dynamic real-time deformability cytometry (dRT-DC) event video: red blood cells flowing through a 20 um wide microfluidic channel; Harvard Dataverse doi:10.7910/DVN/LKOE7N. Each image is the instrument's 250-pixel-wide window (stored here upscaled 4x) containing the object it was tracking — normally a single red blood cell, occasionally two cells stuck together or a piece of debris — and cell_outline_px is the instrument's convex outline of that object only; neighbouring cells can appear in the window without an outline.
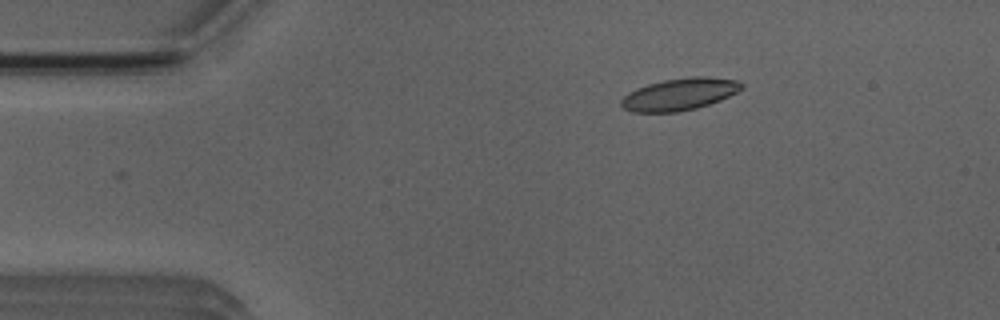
{"species": "Egyptian fruit bat (a non-hibernating species)", "species_latin": "Rousettus aegyptiacus", "temperature_condition": "room temperature", "stored_images_in_passage": 5, "camera_frame_rate_fps": 3000, "um_per_image_px": 0.085, "animal": {"sex": "male"}, "frame": {"image": 1, "passage_image": 5, "time_ms": 4.667, "image_size_px": [1000, 320], "cell_outline_px": [[744, 88], [720, 100], [696, 108], [676, 112], [632, 112], [624, 108], [620, 104], [620, 100], [628, 92], [636, 88], [648, 84], [664, 80], [692, 76], [708, 76], [736, 80], [744, 84]], "centroid_in_image_um": [57.75, 8.0], "position_along_channel_um": 27.2, "area_um2": 22.48}}